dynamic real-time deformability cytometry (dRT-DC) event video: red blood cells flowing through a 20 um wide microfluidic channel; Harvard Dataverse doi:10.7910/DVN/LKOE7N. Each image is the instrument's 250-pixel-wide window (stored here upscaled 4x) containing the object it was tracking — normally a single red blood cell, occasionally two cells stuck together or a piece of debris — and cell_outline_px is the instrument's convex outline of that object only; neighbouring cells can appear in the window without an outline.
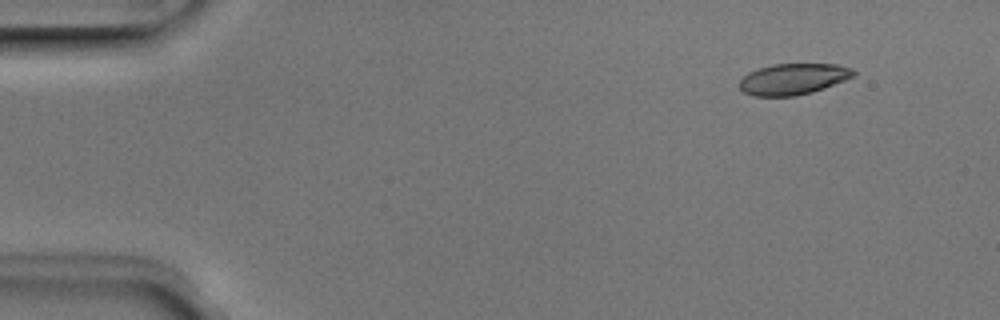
{"species": "Egyptian fruit bat (a non-hibernating species)", "species_latin": "Rousettus aegyptiacus", "temperature_condition": "room temperature", "stored_images_in_passage": 3, "camera_frame_rate_fps": 3000, "um_per_image_px": 0.085, "animal": {"sex": "male"}, "frame": {"image": 1, "passage_image": 1, "time_ms": 0.0, "image_size_px": [1000, 320], "cell_outline_px": [[856, 76], [824, 88], [812, 92], [796, 96], [752, 96], [744, 92], [740, 88], [740, 80], [748, 72], [772, 64], [840, 64], [852, 68], [856, 72]], "centroid_in_image_um": [67.45, 6.71], "position_along_channel_um": 17.5, "area_um2": 20.81}}
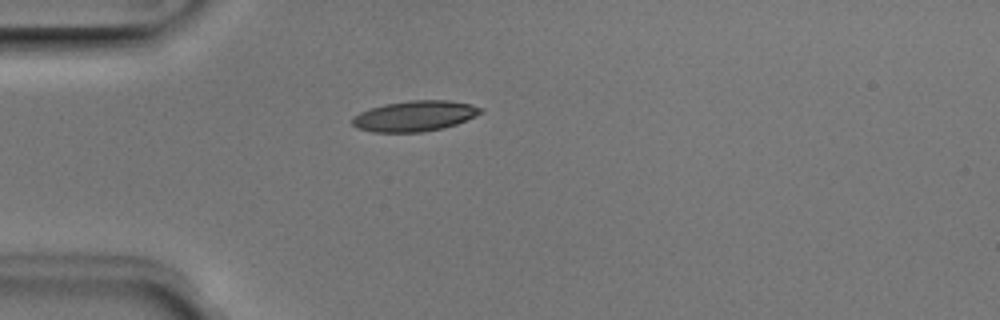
{"frame": {"image": 2, "passage_image": 3, "time_ms": 0.667, "image_size_px": [1000, 320], "cell_outline_px": [[484, 112], [476, 116], [456, 124], [444, 128], [424, 132], [372, 132], [356, 128], [352, 124], [352, 116], [360, 112], [384, 104], [408, 100], [448, 100], [472, 104], [484, 108]], "centroid_in_image_um": [35.27, 9.86], "position_along_channel_um": 49.7, "area_um2": 23.12}}